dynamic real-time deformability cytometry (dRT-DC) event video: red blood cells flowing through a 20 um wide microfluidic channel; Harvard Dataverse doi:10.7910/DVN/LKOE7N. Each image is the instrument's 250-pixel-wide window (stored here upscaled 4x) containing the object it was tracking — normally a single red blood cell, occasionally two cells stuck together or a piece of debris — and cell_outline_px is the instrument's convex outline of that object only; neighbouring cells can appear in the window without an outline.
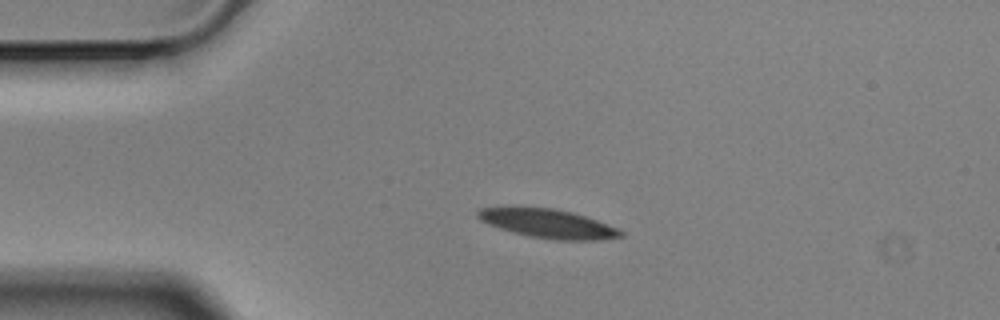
{"species": "Egyptian fruit bat (a non-hibernating species)", "species_latin": "Rousettus aegyptiacus", "temperature_condition": "cold", "stored_images_in_passage": 45, "camera_frame_rate_fps": 3000, "um_per_image_px": 0.085, "animal": {"sex": "male"}, "frame": {"image": 1, "passage_image": 1, "time_ms": 0.0, "image_size_px": [1000, 320], "cell_outline_px": [[624, 236], [600, 240], [556, 240], [528, 236], [512, 232], [488, 224], [480, 220], [476, 216], [476, 212], [480, 208], [508, 204], [556, 208], [572, 212], [620, 228], [624, 232]], "centroid_in_image_um": [46.5, 18.96], "position_along_channel_um": 38.5, "area_um2": 25.03}}
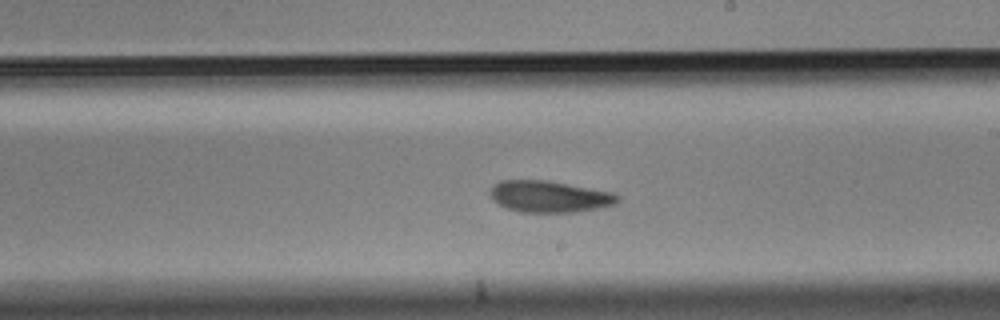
{"frame": {"image": 2, "passage_image": 21, "time_ms": 6.667, "image_size_px": [1000, 320], "cell_outline_px": [[620, 200], [616, 204], [600, 208], [576, 212], [520, 212], [504, 208], [492, 200], [488, 192], [492, 184], [500, 180], [548, 180], [616, 192], [620, 196]], "centroid_in_image_um": [46.7, 16.7], "position_along_channel_um": 242.3, "area_um2": 24.1}}
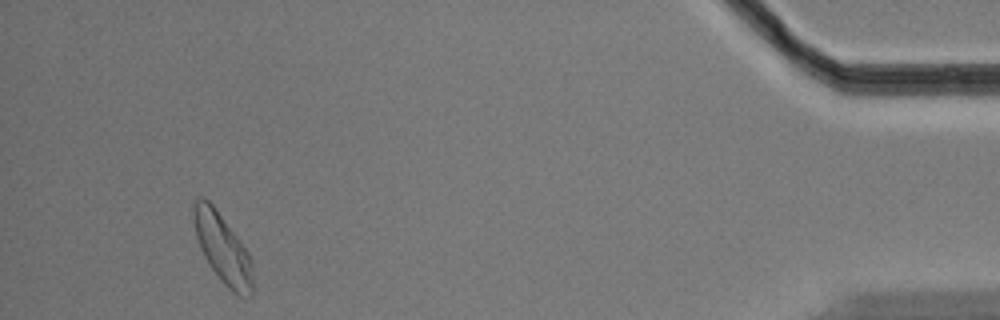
{"frame": {"image": 3, "passage_image": 42, "time_ms": 13.667, "image_size_px": [1000, 320], "cell_outline_px": [[252, 296], [240, 296], [228, 288], [224, 284], [208, 264], [200, 248], [196, 236], [192, 208], [196, 200], [208, 200], [212, 204], [248, 252], [252, 264]], "centroid_in_image_um": [18.92, 21.16], "position_along_channel_um": 416.3, "area_um2": 23.29}, "authors_computed_cell_mechanics": {"area_um2": 23.8136, "velocity_mm_per_s": 3.4871, "shape_relaxation_time_tau1_ms": 3.6216, "shape_relaxation_time_tau2_ms": 7.5795, "deformation_change_tau1": 0.1452, "deformation_change_tau2": 0.1556}}